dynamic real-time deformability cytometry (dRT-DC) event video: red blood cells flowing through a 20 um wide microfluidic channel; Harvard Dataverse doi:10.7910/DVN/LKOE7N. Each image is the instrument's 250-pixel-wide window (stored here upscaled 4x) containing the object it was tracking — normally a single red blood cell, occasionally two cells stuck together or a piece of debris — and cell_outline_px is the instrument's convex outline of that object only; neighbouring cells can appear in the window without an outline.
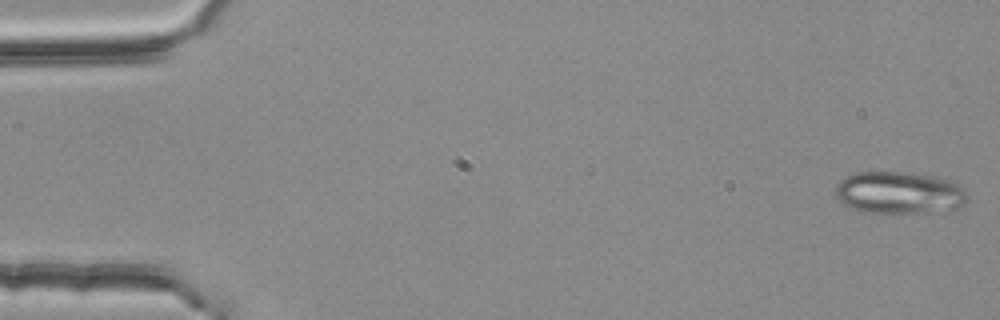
{"species": "common noctule bat (a hibernating species)", "species_latin": "Nyctalus noctula", "temperature_condition": "room temperature", "stored_images_in_passage": 54, "camera_frame_rate_fps": 3000, "um_per_image_px": 0.085, "animal": {"sex": "female", "body_mass_g": 25.1}, "frame": {"image": 1, "passage_image": 1, "time_ms": 0.0, "image_size_px": [1000, 320], "cell_outline_px": [[968, 200], [964, 204], [956, 208], [920, 212], [860, 212], [844, 204], [836, 196], [836, 184], [840, 180], [856, 172], [900, 172], [932, 176], [956, 184], [968, 196]], "centroid_in_image_um": [76.37, 16.38], "position_along_channel_um": 8.6, "area_um2": 31.67}}
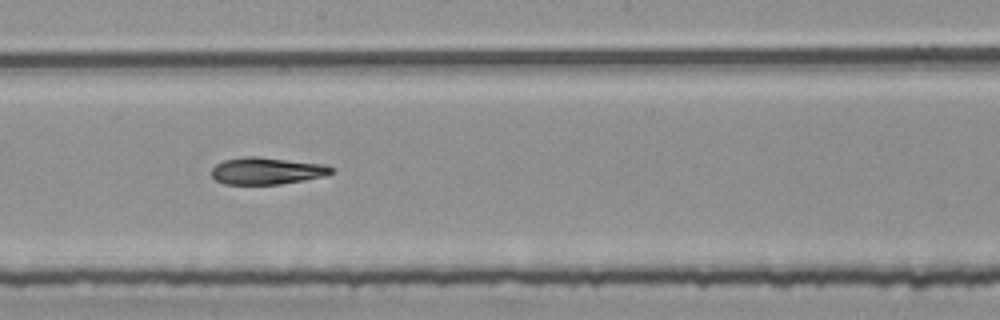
{"frame": {"image": 2, "passage_image": 30, "time_ms": 9.667, "image_size_px": [1000, 320], "cell_outline_px": [[332, 172], [320, 176], [304, 180], [280, 184], [224, 184], [216, 180], [212, 176], [212, 168], [216, 164], [224, 160], [244, 156], [256, 156], [324, 164], [332, 168]], "centroid_in_image_um": [22.61, 14.52], "position_along_channel_um": 225.6, "area_um2": 18.61}}
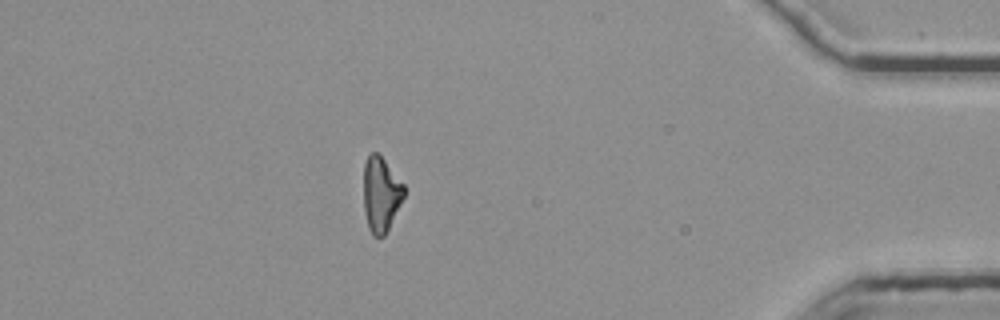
{"frame": {"image": 3, "passage_image": 48, "time_ms": 15.667, "image_size_px": [1000, 320], "cell_outline_px": [[404, 196], [384, 236], [372, 236], [368, 228], [364, 212], [364, 164], [368, 156], [372, 152], [376, 152], [384, 160], [404, 184]], "centroid_in_image_um": [32.36, 16.52], "position_along_channel_um": 402.8, "area_um2": 17.4}, "authors_computed_cell_mechanics": {"area_um2": 19.2474, "velocity_mm_per_s": 3.7527, "shape_relaxation_time_tau1_ms": 7.3532, "shape_relaxation_time_tau2_ms": 8.1679, "deformation_change_tau1": 0.1939, "deformation_change_tau2": 0.1989}}